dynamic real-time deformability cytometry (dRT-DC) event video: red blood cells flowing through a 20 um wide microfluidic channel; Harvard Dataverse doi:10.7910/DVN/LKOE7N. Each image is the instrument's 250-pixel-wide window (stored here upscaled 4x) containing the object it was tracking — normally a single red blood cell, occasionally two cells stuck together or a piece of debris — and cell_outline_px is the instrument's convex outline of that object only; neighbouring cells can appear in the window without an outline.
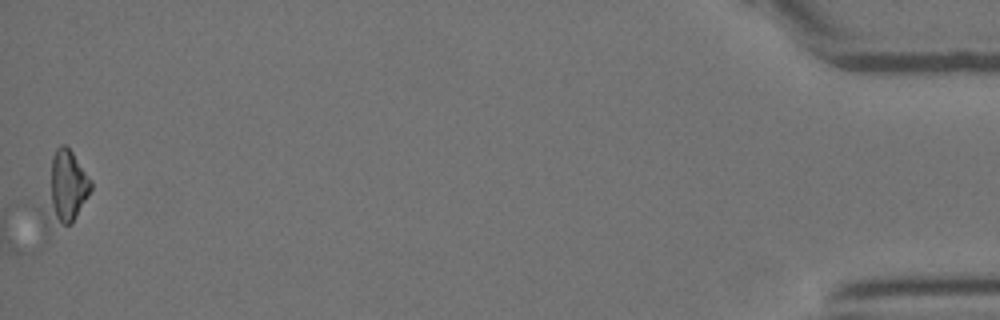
{"species": "Egyptian fruit bat (a non-hibernating species)", "species_latin": "Rousettus aegyptiacus", "temperature_condition": "room temperature", "stored_images_in_passage": 44, "segment_of_instrument_passage": [2, 2], "camera_frame_rate_fps": 3000, "um_per_image_px": 0.085, "animal": {"sex": "female"}, "frame": {"image": 1, "passage_image": 44, "time_ms": 14.333, "image_size_px": [1000, 320], "cell_outline_px": [[92, 188], [88, 196], [72, 224], [40, 248], [28, 204], [56, 148], [60, 144], [64, 144], [72, 152], [92, 180]], "centroid_in_image_um": [5.02, 16.58], "position_along_channel_um": 430.2, "area_um2": 27.46}}